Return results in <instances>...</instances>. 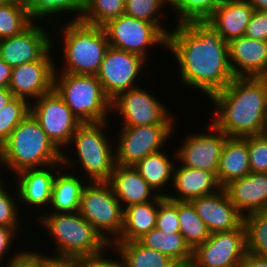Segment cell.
I'll return each instance as SVG.
<instances>
[{
    "label": "cell",
    "instance_id": "6da1fadb",
    "mask_svg": "<svg viewBox=\"0 0 267 267\" xmlns=\"http://www.w3.org/2000/svg\"><path fill=\"white\" fill-rule=\"evenodd\" d=\"M167 36V47L180 66L182 83L209 97L223 90L235 77L229 46L208 21L177 24Z\"/></svg>",
    "mask_w": 267,
    "mask_h": 267
},
{
    "label": "cell",
    "instance_id": "7a4b0ae2",
    "mask_svg": "<svg viewBox=\"0 0 267 267\" xmlns=\"http://www.w3.org/2000/svg\"><path fill=\"white\" fill-rule=\"evenodd\" d=\"M210 99L218 110L211 123L228 137L267 133V78L235 77Z\"/></svg>",
    "mask_w": 267,
    "mask_h": 267
},
{
    "label": "cell",
    "instance_id": "3957f363",
    "mask_svg": "<svg viewBox=\"0 0 267 267\" xmlns=\"http://www.w3.org/2000/svg\"><path fill=\"white\" fill-rule=\"evenodd\" d=\"M57 163H62V151L52 143L31 113L3 143L2 164L12 173Z\"/></svg>",
    "mask_w": 267,
    "mask_h": 267
},
{
    "label": "cell",
    "instance_id": "277c9868",
    "mask_svg": "<svg viewBox=\"0 0 267 267\" xmlns=\"http://www.w3.org/2000/svg\"><path fill=\"white\" fill-rule=\"evenodd\" d=\"M39 219L56 240L59 257L94 256L112 247L79 211L48 213Z\"/></svg>",
    "mask_w": 267,
    "mask_h": 267
},
{
    "label": "cell",
    "instance_id": "5b68a950",
    "mask_svg": "<svg viewBox=\"0 0 267 267\" xmlns=\"http://www.w3.org/2000/svg\"><path fill=\"white\" fill-rule=\"evenodd\" d=\"M63 29V73L97 75L106 51L110 47L103 27L81 21L67 23Z\"/></svg>",
    "mask_w": 267,
    "mask_h": 267
},
{
    "label": "cell",
    "instance_id": "8992f818",
    "mask_svg": "<svg viewBox=\"0 0 267 267\" xmlns=\"http://www.w3.org/2000/svg\"><path fill=\"white\" fill-rule=\"evenodd\" d=\"M53 89L82 123L107 121L112 112L111 100L96 75L62 73L60 77L56 70Z\"/></svg>",
    "mask_w": 267,
    "mask_h": 267
},
{
    "label": "cell",
    "instance_id": "52a82bcc",
    "mask_svg": "<svg viewBox=\"0 0 267 267\" xmlns=\"http://www.w3.org/2000/svg\"><path fill=\"white\" fill-rule=\"evenodd\" d=\"M88 182L81 194L79 212L112 245L122 233L124 208L107 181Z\"/></svg>",
    "mask_w": 267,
    "mask_h": 267
},
{
    "label": "cell",
    "instance_id": "ba28073f",
    "mask_svg": "<svg viewBox=\"0 0 267 267\" xmlns=\"http://www.w3.org/2000/svg\"><path fill=\"white\" fill-rule=\"evenodd\" d=\"M106 124L107 121L82 123L70 140L74 141L80 165L92 182L108 181L116 166L115 152L106 133H102Z\"/></svg>",
    "mask_w": 267,
    "mask_h": 267
},
{
    "label": "cell",
    "instance_id": "9c48e42d",
    "mask_svg": "<svg viewBox=\"0 0 267 267\" xmlns=\"http://www.w3.org/2000/svg\"><path fill=\"white\" fill-rule=\"evenodd\" d=\"M110 47L137 54L146 61L147 47H167V35L154 23L122 14L102 26Z\"/></svg>",
    "mask_w": 267,
    "mask_h": 267
},
{
    "label": "cell",
    "instance_id": "30bf717a",
    "mask_svg": "<svg viewBox=\"0 0 267 267\" xmlns=\"http://www.w3.org/2000/svg\"><path fill=\"white\" fill-rule=\"evenodd\" d=\"M122 128L115 150L116 164L133 167L149 154L160 151L175 129L174 124Z\"/></svg>",
    "mask_w": 267,
    "mask_h": 267
},
{
    "label": "cell",
    "instance_id": "8fae6325",
    "mask_svg": "<svg viewBox=\"0 0 267 267\" xmlns=\"http://www.w3.org/2000/svg\"><path fill=\"white\" fill-rule=\"evenodd\" d=\"M31 114L59 150L70 144L76 129L82 124L54 89L35 99L34 105L31 104Z\"/></svg>",
    "mask_w": 267,
    "mask_h": 267
},
{
    "label": "cell",
    "instance_id": "7c38bea8",
    "mask_svg": "<svg viewBox=\"0 0 267 267\" xmlns=\"http://www.w3.org/2000/svg\"><path fill=\"white\" fill-rule=\"evenodd\" d=\"M165 108L155 96L139 87L121 92L111 101V110L123 116V127L174 124L175 116Z\"/></svg>",
    "mask_w": 267,
    "mask_h": 267
},
{
    "label": "cell",
    "instance_id": "4fadbf2b",
    "mask_svg": "<svg viewBox=\"0 0 267 267\" xmlns=\"http://www.w3.org/2000/svg\"><path fill=\"white\" fill-rule=\"evenodd\" d=\"M145 62L137 54L109 47L96 75L106 96L112 101L121 92L136 88L135 80Z\"/></svg>",
    "mask_w": 267,
    "mask_h": 267
},
{
    "label": "cell",
    "instance_id": "5bb4252c",
    "mask_svg": "<svg viewBox=\"0 0 267 267\" xmlns=\"http://www.w3.org/2000/svg\"><path fill=\"white\" fill-rule=\"evenodd\" d=\"M245 228L210 234L193 250L195 262L204 267H240L246 254Z\"/></svg>",
    "mask_w": 267,
    "mask_h": 267
},
{
    "label": "cell",
    "instance_id": "9a60e30c",
    "mask_svg": "<svg viewBox=\"0 0 267 267\" xmlns=\"http://www.w3.org/2000/svg\"><path fill=\"white\" fill-rule=\"evenodd\" d=\"M210 133H195L185 138L184 144L176 150L175 159L182 166L214 172L217 175L223 146L228 138L212 123Z\"/></svg>",
    "mask_w": 267,
    "mask_h": 267
},
{
    "label": "cell",
    "instance_id": "2e32d148",
    "mask_svg": "<svg viewBox=\"0 0 267 267\" xmlns=\"http://www.w3.org/2000/svg\"><path fill=\"white\" fill-rule=\"evenodd\" d=\"M51 48L39 59L12 68L9 89L14 97L38 99L53 90L55 63Z\"/></svg>",
    "mask_w": 267,
    "mask_h": 267
},
{
    "label": "cell",
    "instance_id": "e0dca14e",
    "mask_svg": "<svg viewBox=\"0 0 267 267\" xmlns=\"http://www.w3.org/2000/svg\"><path fill=\"white\" fill-rule=\"evenodd\" d=\"M34 22L22 33L0 40V58L11 68L39 60L50 48L51 39Z\"/></svg>",
    "mask_w": 267,
    "mask_h": 267
},
{
    "label": "cell",
    "instance_id": "ac0fdd59",
    "mask_svg": "<svg viewBox=\"0 0 267 267\" xmlns=\"http://www.w3.org/2000/svg\"><path fill=\"white\" fill-rule=\"evenodd\" d=\"M210 234L238 229L243 216L232 204L224 188L191 201Z\"/></svg>",
    "mask_w": 267,
    "mask_h": 267
},
{
    "label": "cell",
    "instance_id": "d6986e66",
    "mask_svg": "<svg viewBox=\"0 0 267 267\" xmlns=\"http://www.w3.org/2000/svg\"><path fill=\"white\" fill-rule=\"evenodd\" d=\"M228 46L234 77L267 78V41L241 36Z\"/></svg>",
    "mask_w": 267,
    "mask_h": 267
},
{
    "label": "cell",
    "instance_id": "ffe728a7",
    "mask_svg": "<svg viewBox=\"0 0 267 267\" xmlns=\"http://www.w3.org/2000/svg\"><path fill=\"white\" fill-rule=\"evenodd\" d=\"M71 161L73 160L62 152V163L52 164L49 167L25 169L15 174L16 178H18L16 195H18L19 199L17 200L30 204V206L32 204L35 207L50 206L52 188L56 176L53 170L59 166V168L64 165L65 167L69 166L73 163ZM52 168L54 169L52 170Z\"/></svg>",
    "mask_w": 267,
    "mask_h": 267
},
{
    "label": "cell",
    "instance_id": "44dd1931",
    "mask_svg": "<svg viewBox=\"0 0 267 267\" xmlns=\"http://www.w3.org/2000/svg\"><path fill=\"white\" fill-rule=\"evenodd\" d=\"M224 189L243 217L252 213L267 212V173L250 172L231 181Z\"/></svg>",
    "mask_w": 267,
    "mask_h": 267
},
{
    "label": "cell",
    "instance_id": "7402d4cb",
    "mask_svg": "<svg viewBox=\"0 0 267 267\" xmlns=\"http://www.w3.org/2000/svg\"><path fill=\"white\" fill-rule=\"evenodd\" d=\"M107 182L110 184L114 195L124 209L134 204L155 200L159 195L165 197L168 195L163 194L162 191L160 193H154L155 191L152 187L133 166L116 164Z\"/></svg>",
    "mask_w": 267,
    "mask_h": 267
},
{
    "label": "cell",
    "instance_id": "603a6c76",
    "mask_svg": "<svg viewBox=\"0 0 267 267\" xmlns=\"http://www.w3.org/2000/svg\"><path fill=\"white\" fill-rule=\"evenodd\" d=\"M247 0H220L213 15L207 20L227 43L244 36L254 13Z\"/></svg>",
    "mask_w": 267,
    "mask_h": 267
},
{
    "label": "cell",
    "instance_id": "cb8c5ba5",
    "mask_svg": "<svg viewBox=\"0 0 267 267\" xmlns=\"http://www.w3.org/2000/svg\"><path fill=\"white\" fill-rule=\"evenodd\" d=\"M173 175V186L177 193L167 195L170 200L191 202L192 200L212 194L222 187L219 185L214 172L193 169L186 166H175Z\"/></svg>",
    "mask_w": 267,
    "mask_h": 267
},
{
    "label": "cell",
    "instance_id": "d4e9b609",
    "mask_svg": "<svg viewBox=\"0 0 267 267\" xmlns=\"http://www.w3.org/2000/svg\"><path fill=\"white\" fill-rule=\"evenodd\" d=\"M250 173V159L247 148V137H228L223 146L217 180L224 188L231 181Z\"/></svg>",
    "mask_w": 267,
    "mask_h": 267
},
{
    "label": "cell",
    "instance_id": "484cf974",
    "mask_svg": "<svg viewBox=\"0 0 267 267\" xmlns=\"http://www.w3.org/2000/svg\"><path fill=\"white\" fill-rule=\"evenodd\" d=\"M158 210L159 196L155 200L126 207L122 233L115 242L136 241L155 228Z\"/></svg>",
    "mask_w": 267,
    "mask_h": 267
},
{
    "label": "cell",
    "instance_id": "4316f807",
    "mask_svg": "<svg viewBox=\"0 0 267 267\" xmlns=\"http://www.w3.org/2000/svg\"><path fill=\"white\" fill-rule=\"evenodd\" d=\"M86 184L73 174L60 173L55 176L50 205L53 213L78 212L81 194Z\"/></svg>",
    "mask_w": 267,
    "mask_h": 267
},
{
    "label": "cell",
    "instance_id": "83f0119b",
    "mask_svg": "<svg viewBox=\"0 0 267 267\" xmlns=\"http://www.w3.org/2000/svg\"><path fill=\"white\" fill-rule=\"evenodd\" d=\"M111 246L119 252L121 267H169L172 261L170 257L142 245L138 240L114 242Z\"/></svg>",
    "mask_w": 267,
    "mask_h": 267
},
{
    "label": "cell",
    "instance_id": "f1b7e54d",
    "mask_svg": "<svg viewBox=\"0 0 267 267\" xmlns=\"http://www.w3.org/2000/svg\"><path fill=\"white\" fill-rule=\"evenodd\" d=\"M164 152L158 151L149 154L139 161L134 168L139 172L142 178L152 187L155 193L167 186V182L171 180L173 183L174 162L168 159ZM158 191V192H156Z\"/></svg>",
    "mask_w": 267,
    "mask_h": 267
},
{
    "label": "cell",
    "instance_id": "f546056e",
    "mask_svg": "<svg viewBox=\"0 0 267 267\" xmlns=\"http://www.w3.org/2000/svg\"><path fill=\"white\" fill-rule=\"evenodd\" d=\"M138 241L148 248L163 253L172 260L193 256V250L185 242L180 232L161 231L155 227Z\"/></svg>",
    "mask_w": 267,
    "mask_h": 267
},
{
    "label": "cell",
    "instance_id": "4dcf8cb0",
    "mask_svg": "<svg viewBox=\"0 0 267 267\" xmlns=\"http://www.w3.org/2000/svg\"><path fill=\"white\" fill-rule=\"evenodd\" d=\"M178 220L180 234L192 250L210 236L206 224L191 202L178 201Z\"/></svg>",
    "mask_w": 267,
    "mask_h": 267
},
{
    "label": "cell",
    "instance_id": "1f68e13d",
    "mask_svg": "<svg viewBox=\"0 0 267 267\" xmlns=\"http://www.w3.org/2000/svg\"><path fill=\"white\" fill-rule=\"evenodd\" d=\"M125 0H84L81 22L102 27L108 21L124 14Z\"/></svg>",
    "mask_w": 267,
    "mask_h": 267
},
{
    "label": "cell",
    "instance_id": "d6a6232c",
    "mask_svg": "<svg viewBox=\"0 0 267 267\" xmlns=\"http://www.w3.org/2000/svg\"><path fill=\"white\" fill-rule=\"evenodd\" d=\"M246 250L267 258V212L252 213L243 217Z\"/></svg>",
    "mask_w": 267,
    "mask_h": 267
},
{
    "label": "cell",
    "instance_id": "836d02e7",
    "mask_svg": "<svg viewBox=\"0 0 267 267\" xmlns=\"http://www.w3.org/2000/svg\"><path fill=\"white\" fill-rule=\"evenodd\" d=\"M24 3L33 22L37 18L46 16L51 19L53 15L56 16V13H65V11L78 12L77 17L72 19L73 22H78L84 10V0H24Z\"/></svg>",
    "mask_w": 267,
    "mask_h": 267
},
{
    "label": "cell",
    "instance_id": "e575fe53",
    "mask_svg": "<svg viewBox=\"0 0 267 267\" xmlns=\"http://www.w3.org/2000/svg\"><path fill=\"white\" fill-rule=\"evenodd\" d=\"M32 23L25 4H0V40L19 35Z\"/></svg>",
    "mask_w": 267,
    "mask_h": 267
},
{
    "label": "cell",
    "instance_id": "d590c367",
    "mask_svg": "<svg viewBox=\"0 0 267 267\" xmlns=\"http://www.w3.org/2000/svg\"><path fill=\"white\" fill-rule=\"evenodd\" d=\"M177 11L178 24L190 21H207L216 10L220 0H166Z\"/></svg>",
    "mask_w": 267,
    "mask_h": 267
},
{
    "label": "cell",
    "instance_id": "8d00e7d4",
    "mask_svg": "<svg viewBox=\"0 0 267 267\" xmlns=\"http://www.w3.org/2000/svg\"><path fill=\"white\" fill-rule=\"evenodd\" d=\"M21 97L12 98L2 110H0V143L3 144L20 124L31 113V103Z\"/></svg>",
    "mask_w": 267,
    "mask_h": 267
},
{
    "label": "cell",
    "instance_id": "74e56055",
    "mask_svg": "<svg viewBox=\"0 0 267 267\" xmlns=\"http://www.w3.org/2000/svg\"><path fill=\"white\" fill-rule=\"evenodd\" d=\"M167 5L166 0H125L124 13L134 18L156 24L167 36L170 31L162 27V22L157 16L163 5Z\"/></svg>",
    "mask_w": 267,
    "mask_h": 267
},
{
    "label": "cell",
    "instance_id": "f35d334b",
    "mask_svg": "<svg viewBox=\"0 0 267 267\" xmlns=\"http://www.w3.org/2000/svg\"><path fill=\"white\" fill-rule=\"evenodd\" d=\"M251 173H267V133L247 137Z\"/></svg>",
    "mask_w": 267,
    "mask_h": 267
},
{
    "label": "cell",
    "instance_id": "ab89813d",
    "mask_svg": "<svg viewBox=\"0 0 267 267\" xmlns=\"http://www.w3.org/2000/svg\"><path fill=\"white\" fill-rule=\"evenodd\" d=\"M155 227L161 231L180 232L178 201L159 195V210Z\"/></svg>",
    "mask_w": 267,
    "mask_h": 267
},
{
    "label": "cell",
    "instance_id": "60d3db41",
    "mask_svg": "<svg viewBox=\"0 0 267 267\" xmlns=\"http://www.w3.org/2000/svg\"><path fill=\"white\" fill-rule=\"evenodd\" d=\"M3 187L2 182L0 183V225L12 228H18L19 219L17 218L18 211L16 202L9 191Z\"/></svg>",
    "mask_w": 267,
    "mask_h": 267
},
{
    "label": "cell",
    "instance_id": "b9f144b4",
    "mask_svg": "<svg viewBox=\"0 0 267 267\" xmlns=\"http://www.w3.org/2000/svg\"><path fill=\"white\" fill-rule=\"evenodd\" d=\"M244 36L267 41V10H255L246 27Z\"/></svg>",
    "mask_w": 267,
    "mask_h": 267
},
{
    "label": "cell",
    "instance_id": "7bdbcfd3",
    "mask_svg": "<svg viewBox=\"0 0 267 267\" xmlns=\"http://www.w3.org/2000/svg\"><path fill=\"white\" fill-rule=\"evenodd\" d=\"M103 254L104 252L94 256H78L72 259L78 264V267H121L120 260L107 259Z\"/></svg>",
    "mask_w": 267,
    "mask_h": 267
},
{
    "label": "cell",
    "instance_id": "ee69618b",
    "mask_svg": "<svg viewBox=\"0 0 267 267\" xmlns=\"http://www.w3.org/2000/svg\"><path fill=\"white\" fill-rule=\"evenodd\" d=\"M8 267H40L39 251H22L9 260Z\"/></svg>",
    "mask_w": 267,
    "mask_h": 267
},
{
    "label": "cell",
    "instance_id": "f6af8a7d",
    "mask_svg": "<svg viewBox=\"0 0 267 267\" xmlns=\"http://www.w3.org/2000/svg\"><path fill=\"white\" fill-rule=\"evenodd\" d=\"M18 228L6 227L0 225V261H3L2 258L5 256L9 247H11V243H13L15 233Z\"/></svg>",
    "mask_w": 267,
    "mask_h": 267
},
{
    "label": "cell",
    "instance_id": "bcb514c9",
    "mask_svg": "<svg viewBox=\"0 0 267 267\" xmlns=\"http://www.w3.org/2000/svg\"><path fill=\"white\" fill-rule=\"evenodd\" d=\"M240 267H267V258L246 252Z\"/></svg>",
    "mask_w": 267,
    "mask_h": 267
},
{
    "label": "cell",
    "instance_id": "7dc6e473",
    "mask_svg": "<svg viewBox=\"0 0 267 267\" xmlns=\"http://www.w3.org/2000/svg\"><path fill=\"white\" fill-rule=\"evenodd\" d=\"M12 68L0 58V88H9Z\"/></svg>",
    "mask_w": 267,
    "mask_h": 267
},
{
    "label": "cell",
    "instance_id": "c3c4849f",
    "mask_svg": "<svg viewBox=\"0 0 267 267\" xmlns=\"http://www.w3.org/2000/svg\"><path fill=\"white\" fill-rule=\"evenodd\" d=\"M169 267H195V258L194 256H189L182 259H174Z\"/></svg>",
    "mask_w": 267,
    "mask_h": 267
},
{
    "label": "cell",
    "instance_id": "681fc988",
    "mask_svg": "<svg viewBox=\"0 0 267 267\" xmlns=\"http://www.w3.org/2000/svg\"><path fill=\"white\" fill-rule=\"evenodd\" d=\"M40 267H59V256H42L40 253Z\"/></svg>",
    "mask_w": 267,
    "mask_h": 267
},
{
    "label": "cell",
    "instance_id": "f907efd6",
    "mask_svg": "<svg viewBox=\"0 0 267 267\" xmlns=\"http://www.w3.org/2000/svg\"><path fill=\"white\" fill-rule=\"evenodd\" d=\"M12 98H14V96L9 88H0V110H2Z\"/></svg>",
    "mask_w": 267,
    "mask_h": 267
},
{
    "label": "cell",
    "instance_id": "816d5d0a",
    "mask_svg": "<svg viewBox=\"0 0 267 267\" xmlns=\"http://www.w3.org/2000/svg\"><path fill=\"white\" fill-rule=\"evenodd\" d=\"M254 10H267V0H247Z\"/></svg>",
    "mask_w": 267,
    "mask_h": 267
},
{
    "label": "cell",
    "instance_id": "f5cc1de1",
    "mask_svg": "<svg viewBox=\"0 0 267 267\" xmlns=\"http://www.w3.org/2000/svg\"><path fill=\"white\" fill-rule=\"evenodd\" d=\"M59 267H78V264L72 258L59 257Z\"/></svg>",
    "mask_w": 267,
    "mask_h": 267
},
{
    "label": "cell",
    "instance_id": "db71d44e",
    "mask_svg": "<svg viewBox=\"0 0 267 267\" xmlns=\"http://www.w3.org/2000/svg\"><path fill=\"white\" fill-rule=\"evenodd\" d=\"M0 4H25L24 0H0Z\"/></svg>",
    "mask_w": 267,
    "mask_h": 267
},
{
    "label": "cell",
    "instance_id": "11a10c76",
    "mask_svg": "<svg viewBox=\"0 0 267 267\" xmlns=\"http://www.w3.org/2000/svg\"><path fill=\"white\" fill-rule=\"evenodd\" d=\"M2 146L3 144L0 143V166L2 165Z\"/></svg>",
    "mask_w": 267,
    "mask_h": 267
},
{
    "label": "cell",
    "instance_id": "9f6ffc18",
    "mask_svg": "<svg viewBox=\"0 0 267 267\" xmlns=\"http://www.w3.org/2000/svg\"><path fill=\"white\" fill-rule=\"evenodd\" d=\"M195 267H204V266H200L195 262Z\"/></svg>",
    "mask_w": 267,
    "mask_h": 267
}]
</instances>
